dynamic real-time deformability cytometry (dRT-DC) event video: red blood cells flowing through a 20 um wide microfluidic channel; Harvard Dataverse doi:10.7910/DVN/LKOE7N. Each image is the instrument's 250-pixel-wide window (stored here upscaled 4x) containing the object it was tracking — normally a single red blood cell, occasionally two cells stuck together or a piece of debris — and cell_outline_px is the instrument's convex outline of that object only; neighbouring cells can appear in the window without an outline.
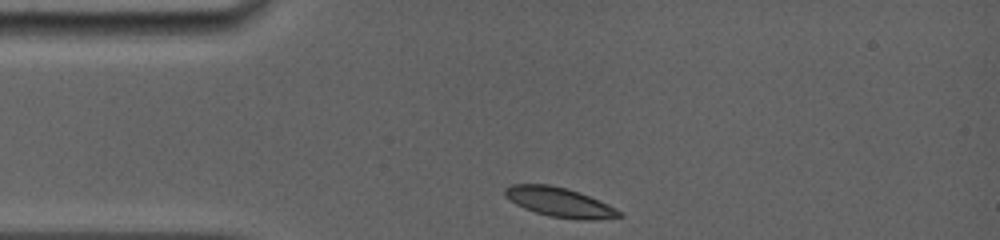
{"species": "common noctule bat (a hibernating species)", "species_latin": "Nyctalus noctula", "temperature_condition": "room temperature", "stored_images_in_passage": 19, "camera_frame_rate_fps": 5000, "um_per_image_px": 0.085, "animal": {"sex": "female", "body_mass_g": 19.0, "forearm_length_mm": 56.7}, "frame": {"image": 1, "passage_image": 1, "time_ms": 0.0, "image_size_px": [1000, 240], "cell_outline_px": [[624, 216], [596, 220], [580, 220], [548, 216], [524, 208], [516, 204], [504, 196], [504, 188], [512, 184], [548, 184], [580, 192], [608, 204], [616, 208]], "centroid_in_image_um": [47.56, 17.19], "position_along_channel_um": 37.4, "area_um2": 19.65}}
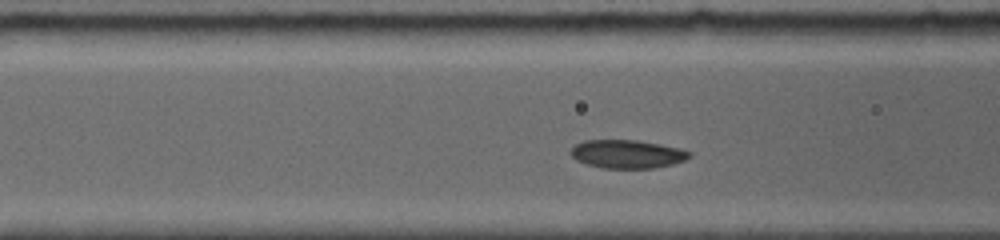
{"frame": {"image": 2, "passage_image": 11, "time_ms": 2.6, "image_size_px": [1000, 240], "cell_outline_px": [[692, 156], [684, 160], [672, 164], [656, 168], [600, 168], [576, 160], [568, 152], [576, 144], [584, 140], [636, 140], [660, 144], [680, 148], [692, 152]], "centroid_in_image_um": [53.32, 13.09], "position_along_channel_um": 113.3, "area_um2": 19.71}}
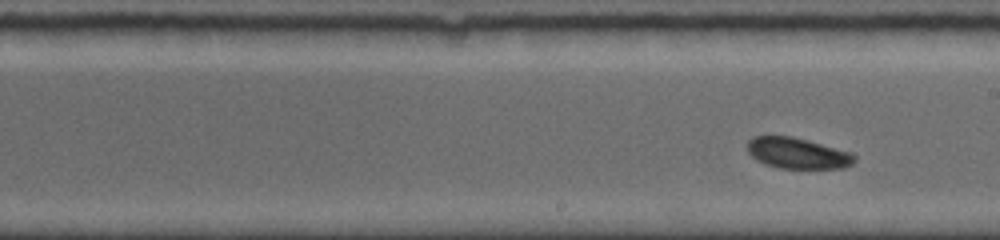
{"frame": {"image": 3, "passage_image": 19, "time_ms": 5.4, "image_size_px": [1000, 240], "cell_outline_px": [[856, 160], [852, 164], [844, 168], [780, 168], [764, 164], [756, 160], [748, 152], [748, 140], [752, 136], [792, 136], [808, 140], [852, 152], [856, 156]], "centroid_in_image_um": [67.8, 13.02], "position_along_channel_um": 221.2, "area_um2": 19.42}}